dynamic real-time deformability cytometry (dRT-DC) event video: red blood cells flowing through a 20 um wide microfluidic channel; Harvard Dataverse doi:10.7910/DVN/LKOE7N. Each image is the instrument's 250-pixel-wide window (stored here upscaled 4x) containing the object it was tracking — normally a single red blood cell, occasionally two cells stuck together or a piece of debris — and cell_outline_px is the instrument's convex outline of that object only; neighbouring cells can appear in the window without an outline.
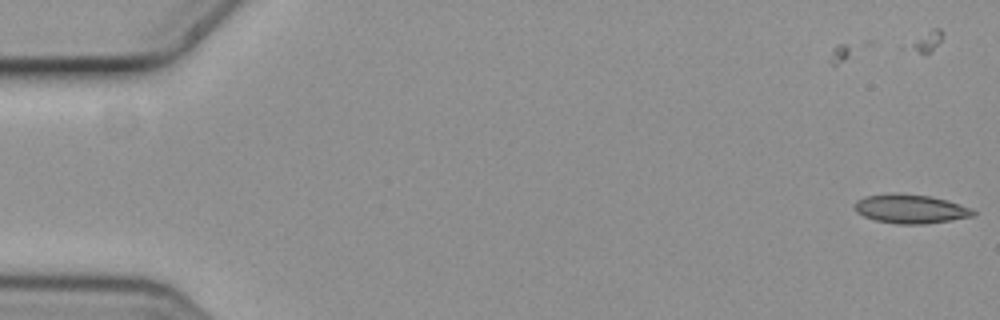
{"species": "common noctule bat (a hibernating species)", "species_latin": "Nyctalus noctula", "temperature_condition": "cold", "stored_images_in_passage": 2, "camera_frame_rate_fps": 3000, "um_per_image_px": 0.085, "animal": {"sex": "female", "body_mass_g": 19.3, "forearm_length_mm": 54.1}, "frame": {"image": 1, "passage_image": 2, "time_ms": 0.333, "image_size_px": [1000, 320], "cell_outline_px": [[976, 212], [972, 216], [924, 224], [896, 224], [876, 220], [864, 216], [856, 212], [856, 200], [868, 196], [928, 196], [948, 200], [972, 208]], "centroid_in_image_um": [77.45, 17.8], "position_along_channel_um": 7.5, "area_um2": 18.96}}